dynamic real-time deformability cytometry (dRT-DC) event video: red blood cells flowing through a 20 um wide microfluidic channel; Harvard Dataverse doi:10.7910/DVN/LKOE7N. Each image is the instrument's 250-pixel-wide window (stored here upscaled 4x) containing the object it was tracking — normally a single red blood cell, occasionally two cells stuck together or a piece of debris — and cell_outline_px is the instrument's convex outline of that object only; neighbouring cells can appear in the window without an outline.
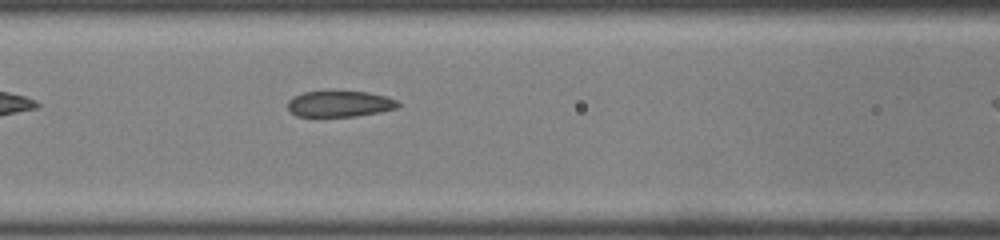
{"species": "common noctule bat (a hibernating species)", "species_latin": "Nyctalus noctula", "temperature_condition": "room temperature", "stored_images_in_passage": 10, "camera_frame_rate_fps": 3000, "um_per_image_px": 0.085, "animal": {"sex": "male", "body_mass_g": 19.0, "forearm_length_mm": 50.8}, "frame": {"image": 1, "passage_image": 6, "time_ms": 1.667, "image_size_px": [1000, 240], "cell_outline_px": [[400, 104], [396, 108], [380, 112], [356, 116], [296, 116], [288, 108], [288, 100], [292, 96], [304, 92], [368, 92], [388, 96], [396, 100]], "centroid_in_image_um": [28.88, 8.83], "position_along_channel_um": 137.7, "area_um2": 16.59}}
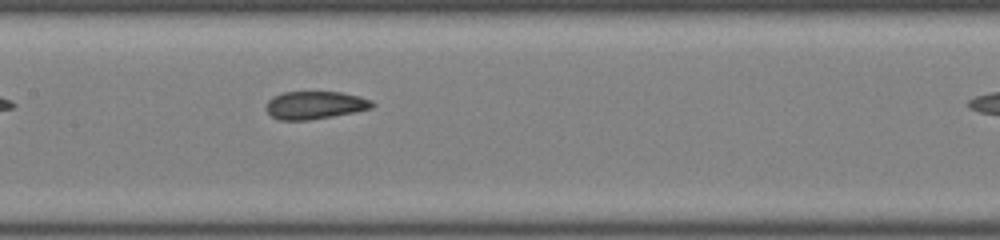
{"frame": {"image": 2, "passage_image": 9, "time_ms": 2.667, "image_size_px": [1000, 240], "cell_outline_px": [[376, 104], [372, 108], [332, 116], [308, 120], [280, 120], [272, 116], [264, 108], [268, 100], [272, 96], [284, 92], [340, 92], [360, 96], [372, 100]], "centroid_in_image_um": [26.76, 8.93], "position_along_channel_um": 180.6, "area_um2": 17.22}}